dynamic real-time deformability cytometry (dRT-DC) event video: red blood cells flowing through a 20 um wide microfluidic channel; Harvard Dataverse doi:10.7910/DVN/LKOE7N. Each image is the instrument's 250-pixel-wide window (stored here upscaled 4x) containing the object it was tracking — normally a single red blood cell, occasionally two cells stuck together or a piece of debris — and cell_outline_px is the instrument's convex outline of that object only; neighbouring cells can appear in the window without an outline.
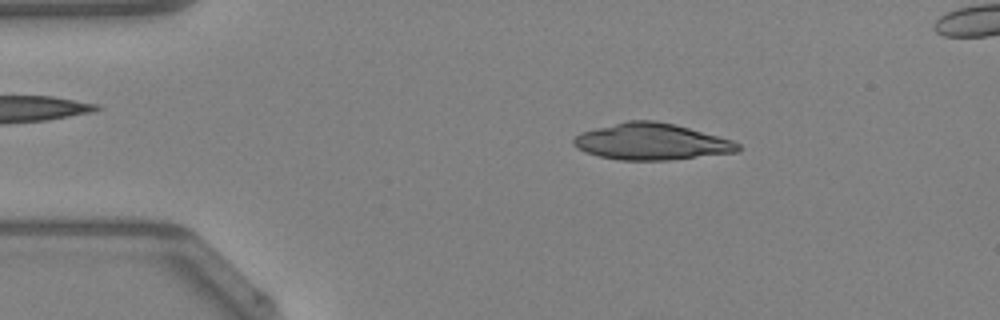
{"species": "Egyptian fruit bat (a non-hibernating species)", "species_latin": "Rousettus aegyptiacus", "temperature_condition": "warm", "stored_images_in_passage": 47, "camera_frame_rate_fps": 3000, "um_per_image_px": 0.085, "animal": {"sex": "female"}, "frame": {"image": 1, "passage_image": 8, "time_ms": 2.333, "image_size_px": [1000, 320], "cell_outline_px": [[740, 148], [736, 152], [668, 160], [620, 160], [600, 156], [584, 152], [576, 148], [572, 144], [572, 140], [580, 132], [628, 120], [656, 120], [676, 124], [732, 140], [740, 144]], "centroid_in_image_um": [55.35, 12.03], "position_along_channel_um": 29.7, "area_um2": 34.91}}